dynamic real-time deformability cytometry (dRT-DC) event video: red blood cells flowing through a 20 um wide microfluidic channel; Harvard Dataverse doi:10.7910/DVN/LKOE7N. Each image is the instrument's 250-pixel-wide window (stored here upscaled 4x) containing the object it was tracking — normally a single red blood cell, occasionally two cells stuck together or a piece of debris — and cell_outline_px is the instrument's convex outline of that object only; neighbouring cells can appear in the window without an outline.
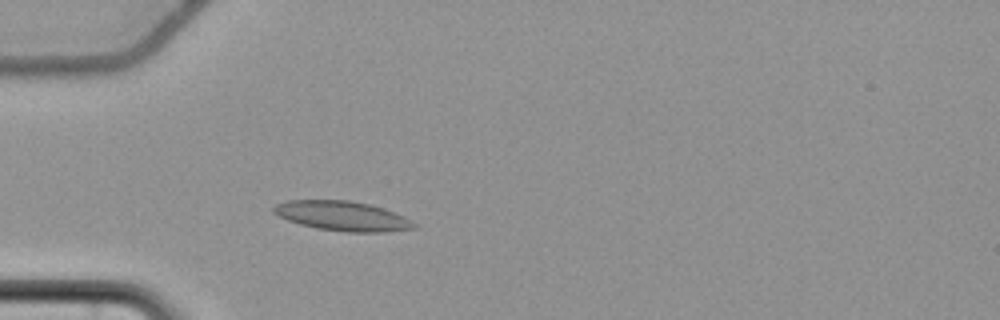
{"species": "common noctule bat (a hibernating species)", "species_latin": "Nyctalus noctula", "temperature_condition": "cold", "stored_images_in_passage": 49, "camera_frame_rate_fps": 3000, "um_per_image_px": 0.085, "animal": {"sex": "female", "body_mass_g": 22.7, "forearm_length_mm": 54.2}, "frame": {"image": 1, "passage_image": 10, "time_ms": 3.0, "image_size_px": [1000, 320], "cell_outline_px": [[416, 228], [384, 232], [348, 232], [316, 228], [300, 224], [288, 220], [272, 212], [272, 208], [276, 204], [288, 200], [348, 200], [368, 204], [384, 208], [404, 216], [412, 220], [416, 224]], "centroid_in_image_um": [29.11, 18.36], "position_along_channel_um": 55.9, "area_um2": 24.22}}
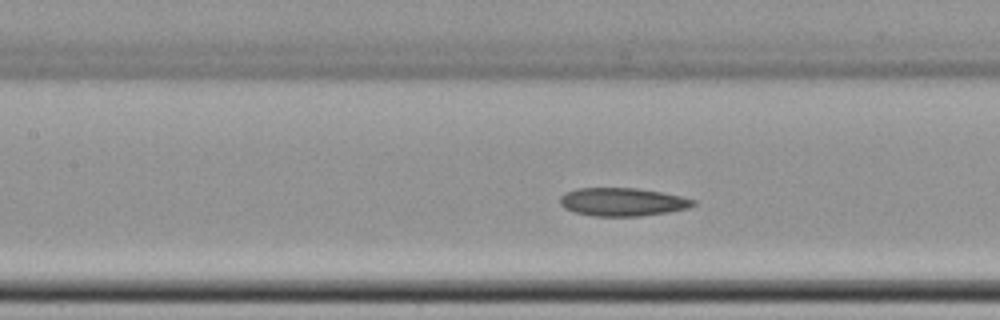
{"frame": {"image": 2, "passage_image": 19, "time_ms": 6.0, "image_size_px": [1000, 320], "cell_outline_px": [[696, 204], [688, 208], [668, 212], [640, 216], [592, 216], [576, 212], [564, 208], [560, 204], [560, 196], [576, 188], [636, 188], [660, 192], [680, 196], [696, 200]], "centroid_in_image_um": [52.91, 17.16], "position_along_channel_um": 154.5, "area_um2": 21.79}}
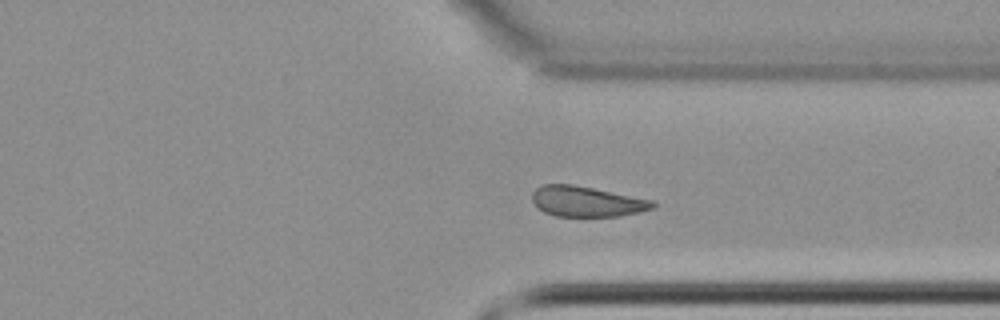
{"frame": {"image": 3, "passage_image": 36, "time_ms": 11.667, "image_size_px": [1000, 320], "cell_outline_px": [[656, 204], [652, 208], [620, 216], [556, 216], [544, 212], [536, 208], [532, 200], [532, 192], [536, 188], [544, 184], [572, 184], [652, 200]], "centroid_in_image_um": [49.8, 17.12], "position_along_channel_um": 361.6, "area_um2": 21.15}}